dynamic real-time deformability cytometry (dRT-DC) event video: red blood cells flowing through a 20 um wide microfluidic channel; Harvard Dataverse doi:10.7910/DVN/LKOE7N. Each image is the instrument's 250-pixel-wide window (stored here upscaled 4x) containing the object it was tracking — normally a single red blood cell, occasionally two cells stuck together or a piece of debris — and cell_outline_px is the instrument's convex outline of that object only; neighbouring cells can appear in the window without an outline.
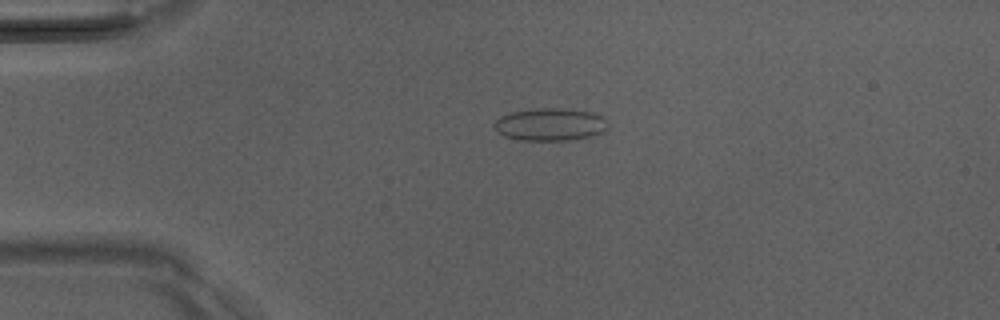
{"species": "Egyptian fruit bat (a non-hibernating species)", "species_latin": "Rousettus aegyptiacus", "temperature_condition": "room temperature", "stored_images_in_passage": 51, "camera_frame_rate_fps": 3000, "um_per_image_px": 0.085, "animal": {"sex": "male"}, "frame": {"image": 1, "passage_image": 12, "time_ms": 3.667, "image_size_px": [1000, 320], "cell_outline_px": [[604, 132], [572, 140], [520, 140], [504, 136], [496, 132], [492, 124], [500, 116], [512, 112], [540, 108], [556, 108], [592, 112], [600, 116], [604, 120]], "centroid_in_image_um": [46.67, 10.58], "position_along_channel_um": 38.3, "area_um2": 21.27}}
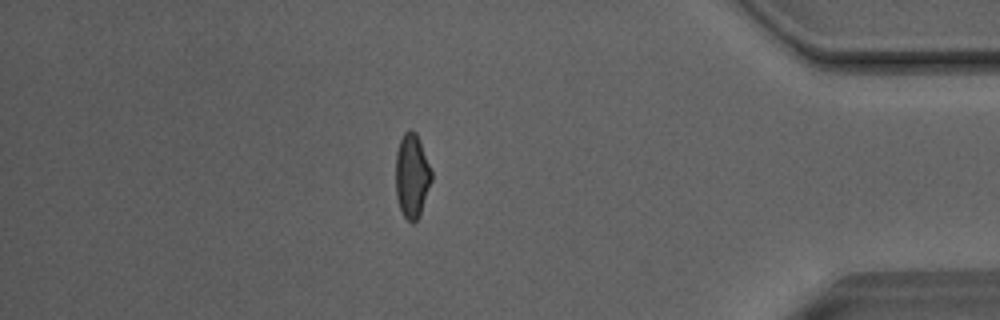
{"frame": {"image": 2, "passage_image": 44, "time_ms": 14.333, "image_size_px": [1000, 320], "cell_outline_px": [[432, 180], [420, 212], [416, 220], [412, 224], [404, 216], [400, 208], [396, 196], [396, 152], [400, 140], [404, 132], [408, 128], [412, 128], [416, 132], [420, 140], [432, 172]], "centroid_in_image_um": [35.01, 14.89], "position_along_channel_um": 400.2, "area_um2": 17.51}}
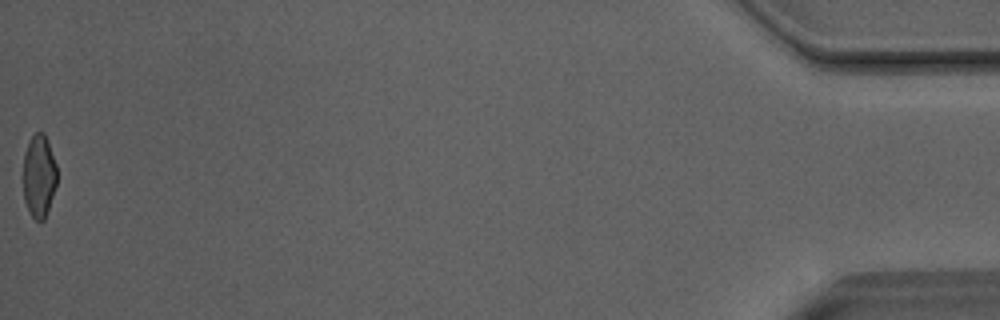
{"frame": {"image": 3, "passage_image": 51, "time_ms": 16.667, "image_size_px": [1000, 320], "cell_outline_px": [[56, 184], [44, 220], [40, 224], [32, 216], [24, 200], [20, 176], [24, 152], [28, 140], [36, 132], [44, 132], [48, 140], [56, 164]], "centroid_in_image_um": [3.25, 14.93], "position_along_channel_um": 431.9, "area_um2": 16.94}, "authors_computed_cell_mechanics": {"area_um2": 18.1492, "velocity_mm_per_s": 4.0748, "shape_relaxation_time_tau1_ms": null, "shape_relaxation_time_tau2_ms": 1.3723, "deformation_change_tau1": null, "deformation_change_tau2": 0.0648}}